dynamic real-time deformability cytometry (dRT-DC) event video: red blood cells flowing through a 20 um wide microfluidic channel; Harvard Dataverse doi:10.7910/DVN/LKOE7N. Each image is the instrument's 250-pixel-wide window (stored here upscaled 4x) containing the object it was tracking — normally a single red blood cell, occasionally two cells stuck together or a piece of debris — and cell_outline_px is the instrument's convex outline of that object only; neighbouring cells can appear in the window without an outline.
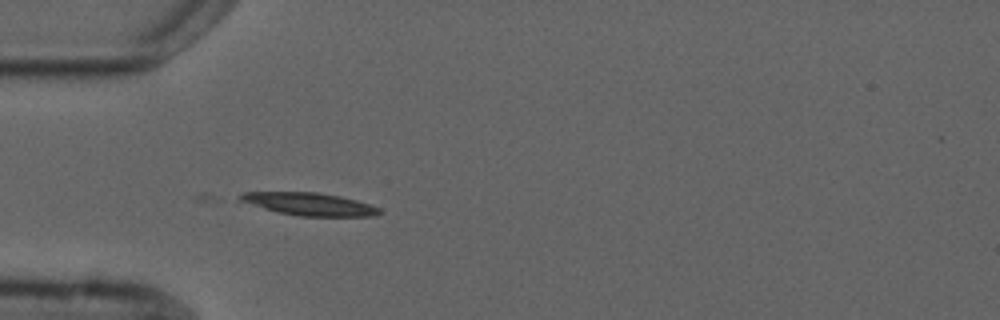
{"species": "common noctule bat (a hibernating species)", "species_latin": "Nyctalus noctula", "temperature_condition": "cold", "stored_images_in_passage": 1, "camera_frame_rate_fps": 3000, "um_per_image_px": 0.085, "animal": {"sex": "male", "forearm_length_mm": 52.5}, "frame": {"image": 1, "passage_image": 1, "time_ms": 0.0, "image_size_px": [1000, 320], "cell_outline_px": [[380, 212], [376, 216], [300, 216], [276, 212], [236, 200], [244, 192], [316, 192], [340, 196], [356, 200], [380, 208]], "centroid_in_image_um": [26.26, 17.35], "position_along_channel_um": 58.7, "area_um2": 18.32}}